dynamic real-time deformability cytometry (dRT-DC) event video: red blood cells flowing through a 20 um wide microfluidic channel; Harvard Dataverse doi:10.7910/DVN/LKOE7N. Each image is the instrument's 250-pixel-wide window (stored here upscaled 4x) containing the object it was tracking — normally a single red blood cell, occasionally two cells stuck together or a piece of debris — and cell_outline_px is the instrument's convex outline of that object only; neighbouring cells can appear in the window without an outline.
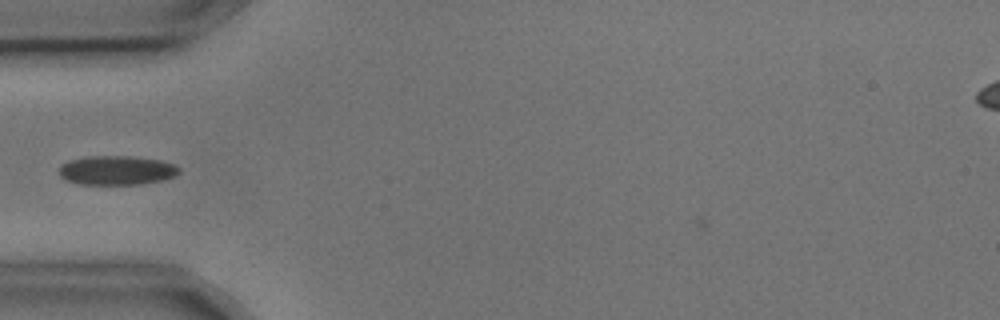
{"species": "common noctule bat (a hibernating species)", "species_latin": "Nyctalus noctula", "temperature_condition": "cold", "stored_images_in_passage": 2, "camera_frame_rate_fps": 3000, "um_per_image_px": 0.085, "animal": {"sex": "male", "body_mass_g": 17.9, "forearm_length_mm": 54.2}, "frame": {"image": 1, "passage_image": 2, "time_ms": 0.333, "image_size_px": [1000, 320], "cell_outline_px": [[180, 172], [176, 176], [160, 180], [140, 184], [76, 184], [64, 180], [60, 176], [60, 164], [68, 160], [88, 156], [128, 156], [160, 160], [172, 164], [180, 168]], "centroid_in_image_um": [9.87, 14.48], "position_along_channel_um": 75.1, "area_um2": 20.46}}